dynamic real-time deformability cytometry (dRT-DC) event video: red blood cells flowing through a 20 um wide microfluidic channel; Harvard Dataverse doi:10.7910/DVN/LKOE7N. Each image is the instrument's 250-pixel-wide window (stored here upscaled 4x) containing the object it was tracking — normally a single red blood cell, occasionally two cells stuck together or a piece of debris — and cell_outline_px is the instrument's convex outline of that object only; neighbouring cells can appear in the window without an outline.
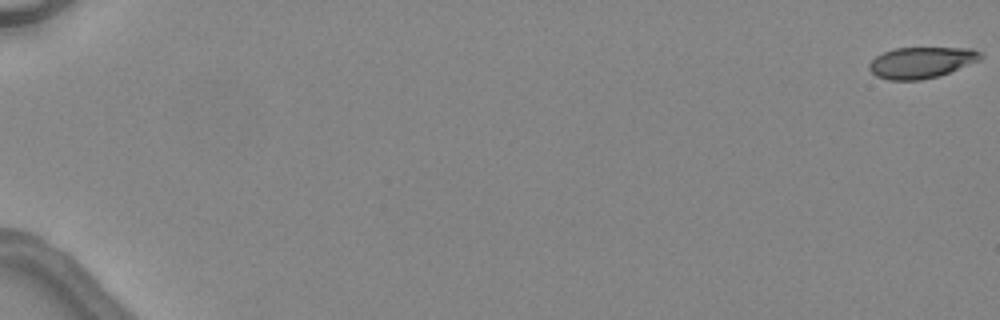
{"species": "common noctule bat (a hibernating species)", "species_latin": "Nyctalus noctula", "temperature_condition": "warm", "stored_images_in_passage": 3, "camera_frame_rate_fps": 3000, "um_per_image_px": 0.085, "animal": {"sex": "female", "body_mass_g": 24.6, "forearm_length_mm": 56.2}, "frame": {"image": 1, "passage_image": 1, "time_ms": 0.0, "image_size_px": [1000, 320], "cell_outline_px": [[984, 56], [980, 60], [940, 76], [920, 80], [888, 80], [876, 76], [868, 68], [868, 64], [876, 56], [884, 52], [896, 48], [972, 48], [980, 52]], "centroid_in_image_um": [78.32, 5.32], "position_along_channel_um": 6.7, "area_um2": 20.29}}